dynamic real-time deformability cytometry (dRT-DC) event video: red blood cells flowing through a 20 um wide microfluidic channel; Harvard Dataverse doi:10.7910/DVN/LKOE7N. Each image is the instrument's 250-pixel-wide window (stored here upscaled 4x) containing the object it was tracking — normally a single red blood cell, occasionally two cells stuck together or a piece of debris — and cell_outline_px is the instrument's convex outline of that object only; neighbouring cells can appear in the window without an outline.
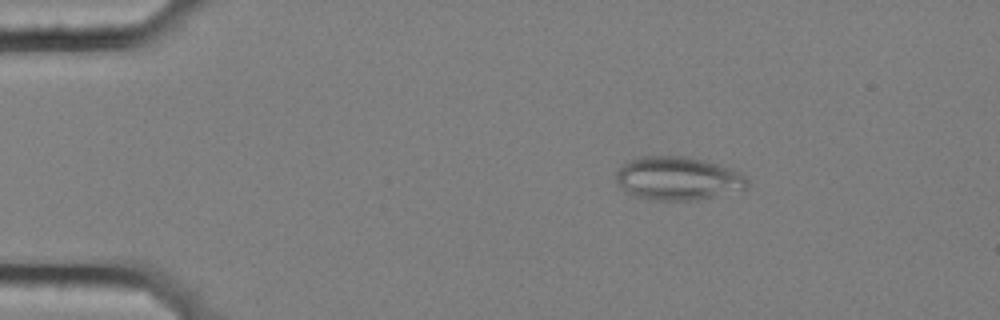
{"species": "common noctule bat (a hibernating species)", "species_latin": "Nyctalus noctula", "temperature_condition": "cold", "stored_images_in_passage": 57, "camera_frame_rate_fps": 3000, "um_per_image_px": 0.085, "animal": {"sex": "female", "body_mass_g": 25.1}, "frame": {"image": 1, "passage_image": 10, "time_ms": 3.0, "image_size_px": [1000, 320], "cell_outline_px": [[748, 188], [696, 200], [656, 200], [632, 196], [616, 184], [616, 172], [628, 160], [640, 156], [688, 156], [704, 160], [740, 172], [748, 180]], "centroid_in_image_um": [57.58, 15.16], "position_along_channel_um": 27.4, "area_um2": 33.18}}
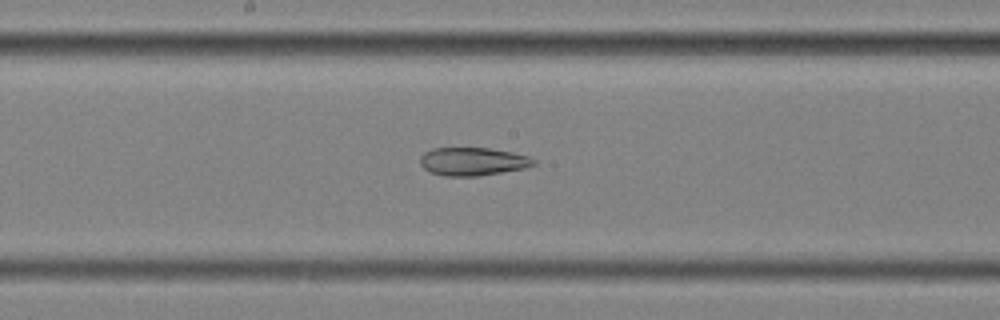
{"frame": {"image": 2, "passage_image": 31, "time_ms": 10.0, "image_size_px": [1000, 320], "cell_outline_px": [[536, 164], [524, 168], [476, 176], [444, 176], [432, 172], [424, 168], [420, 164], [420, 156], [424, 152], [432, 148], [488, 148], [512, 152], [528, 156], [536, 160]], "centroid_in_image_um": [40.17, 13.72], "position_along_channel_um": 208.0, "area_um2": 18.5}}
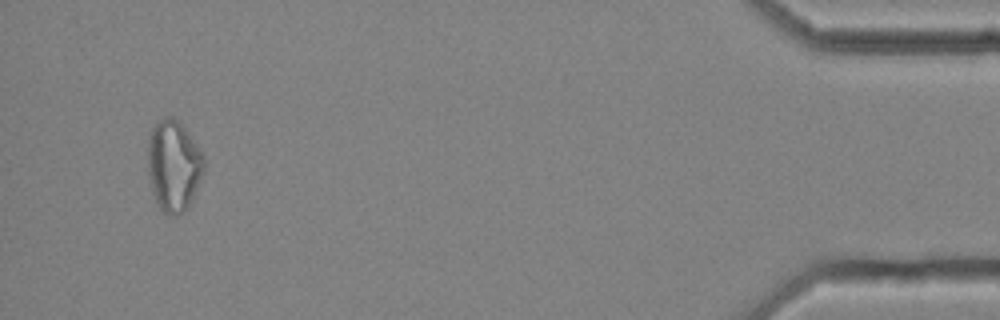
{"frame": {"image": 3, "passage_image": 55, "time_ms": 18.0, "image_size_px": [1000, 320], "cell_outline_px": [[204, 172], [188, 208], [184, 212], [176, 216], [168, 216], [156, 204], [152, 192], [148, 176], [148, 140], [152, 128], [164, 116], [172, 116], [184, 128], [204, 156]], "centroid_in_image_um": [14.74, 14.13], "position_along_channel_um": 420.5, "area_um2": 29.88}, "authors_computed_cell_mechanics": {"area_um2": 26.0678, "velocity_mm_per_s": 3.5566, "shape_relaxation_time_tau1_ms": null, "shape_relaxation_time_tau2_ms": 5.615, "deformation_change_tau1": null, "deformation_change_tau2": 0.146}}